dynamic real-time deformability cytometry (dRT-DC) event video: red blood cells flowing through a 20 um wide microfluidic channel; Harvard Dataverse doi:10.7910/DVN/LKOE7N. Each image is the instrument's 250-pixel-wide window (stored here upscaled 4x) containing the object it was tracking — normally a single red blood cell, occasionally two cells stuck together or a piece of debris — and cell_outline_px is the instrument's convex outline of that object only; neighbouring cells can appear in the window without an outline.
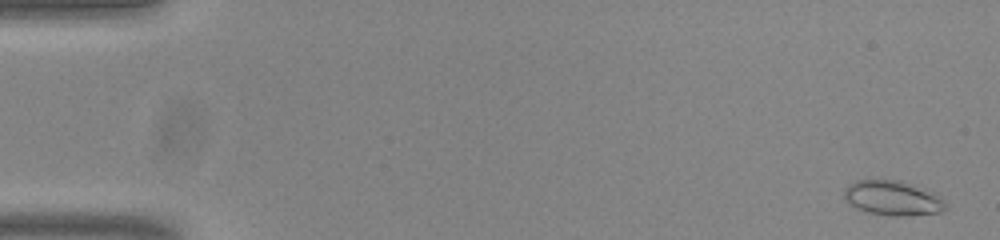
{"species": "common noctule bat (a hibernating species)", "species_latin": "Nyctalus noctula", "temperature_condition": "room temperature", "stored_images_in_passage": 54, "camera_frame_rate_fps": 3000, "um_per_image_px": 0.085, "animal": {"sex": "male", "body_mass_g": 20.0, "forearm_length_mm": 53.3}, "frame": {"image": 1, "passage_image": 2, "time_ms": 0.333, "image_size_px": [1000, 240], "cell_outline_px": [[944, 208], [940, 212], [908, 216], [892, 216], [868, 212], [856, 208], [848, 204], [844, 196], [844, 188], [848, 184], [856, 180], [900, 180], [912, 184], [940, 200], [944, 204]], "centroid_in_image_um": [75.74, 16.84], "position_along_channel_um": 9.3, "area_um2": 19.94}}
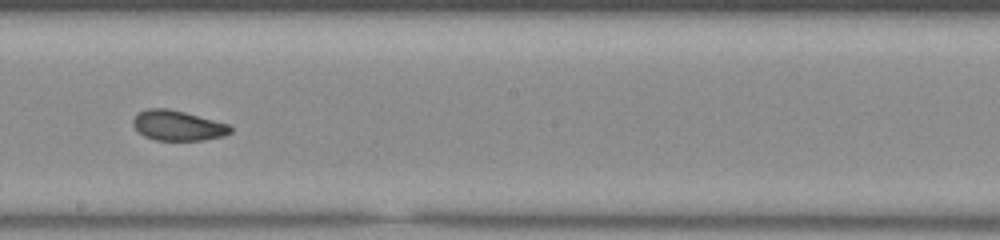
{"frame": {"image": 2, "passage_image": 31, "time_ms": 10.0, "image_size_px": [1000, 240], "cell_outline_px": [[232, 132], [224, 136], [204, 140], [156, 140], [144, 136], [132, 124], [132, 120], [140, 112], [148, 108], [168, 108], [184, 112], [228, 124], [232, 128]], "centroid_in_image_um": [15.12, 10.67], "position_along_channel_um": 233.1, "area_um2": 16.94}}
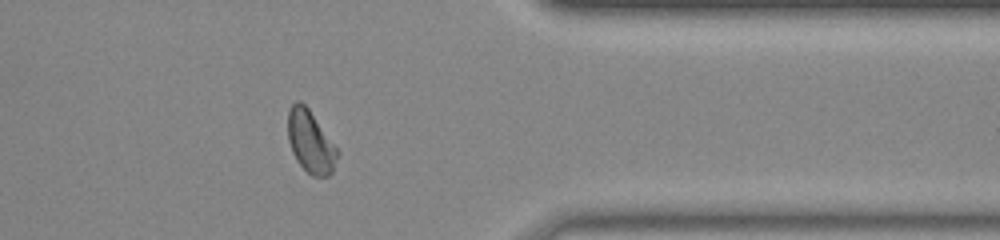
{"frame": {"image": 3, "passage_image": 44, "time_ms": 14.333, "image_size_px": [1000, 240], "cell_outline_px": [[340, 152], [332, 172], [328, 176], [312, 176], [296, 160], [292, 152], [288, 140], [288, 108], [296, 100], [300, 100], [308, 108]], "centroid_in_image_um": [26.38, 12.04], "position_along_channel_um": 385.0, "area_um2": 17.92}, "authors_computed_cell_mechanics": {"area_um2": 17.9758, "velocity_mm_per_s": 3.8145, "shape_relaxation_time_tau1_ms": 3.5021, "shape_relaxation_time_tau2_ms": 1.6554, "deformation_change_tau1": 0.1225, "deformation_change_tau2": 0.075}}